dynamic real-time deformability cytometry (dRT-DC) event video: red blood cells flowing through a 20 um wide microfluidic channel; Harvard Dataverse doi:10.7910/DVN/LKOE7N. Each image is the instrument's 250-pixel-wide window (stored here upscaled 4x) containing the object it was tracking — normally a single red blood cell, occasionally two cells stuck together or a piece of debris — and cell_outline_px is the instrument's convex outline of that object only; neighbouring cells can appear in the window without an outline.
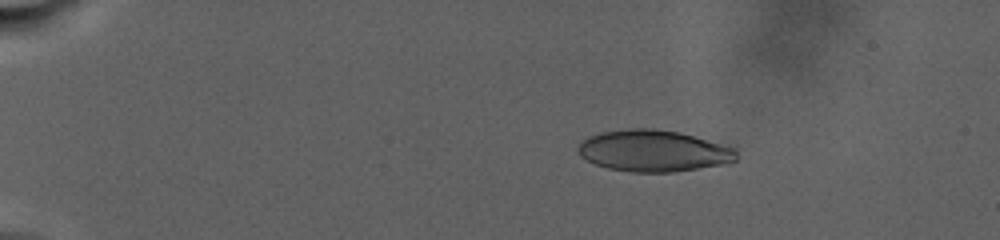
{"species": "human", "species_latin": "Homo sapiens", "temperature_condition": "warm", "stored_images_in_passage": 32, "camera_frame_rate_fps": 3000, "um_per_image_px": 0.085, "donor": {"sex": "male"}, "frame": {"image": 1, "passage_image": 12, "time_ms": 3.667, "image_size_px": [1000, 240], "cell_outline_px": [[736, 160], [720, 164], [672, 172], [632, 172], [608, 168], [596, 164], [580, 156], [576, 148], [580, 140], [588, 136], [600, 132], [628, 128], [652, 128], [680, 132], [728, 144], [736, 148]], "centroid_in_image_um": [55.53, 12.8], "position_along_channel_um": 29.5, "area_um2": 38.61}}